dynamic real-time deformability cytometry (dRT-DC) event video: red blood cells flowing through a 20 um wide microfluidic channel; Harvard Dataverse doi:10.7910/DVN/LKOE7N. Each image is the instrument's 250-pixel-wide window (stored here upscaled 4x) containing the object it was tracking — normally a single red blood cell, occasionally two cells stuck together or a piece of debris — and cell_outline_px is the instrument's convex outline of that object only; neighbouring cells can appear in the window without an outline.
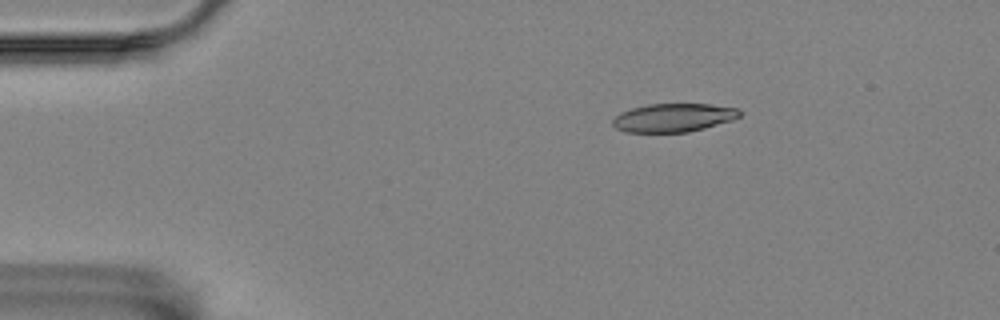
{"species": "Egyptian fruit bat (a non-hibernating species)", "species_latin": "Rousettus aegyptiacus", "temperature_condition": "room temperature", "stored_images_in_passage": 3, "camera_frame_rate_fps": 3000, "um_per_image_px": 0.085, "animal": {"sex": "female"}, "frame": {"image": 1, "passage_image": 1, "time_ms": 0.0, "image_size_px": [1000, 320], "cell_outline_px": [[740, 116], [732, 120], [704, 128], [688, 132], [628, 132], [616, 128], [612, 124], [612, 120], [620, 112], [632, 108], [648, 104], [712, 104], [736, 108], [740, 112]], "centroid_in_image_um": [57.23, 10.0], "position_along_channel_um": 27.8, "area_um2": 20.92}}